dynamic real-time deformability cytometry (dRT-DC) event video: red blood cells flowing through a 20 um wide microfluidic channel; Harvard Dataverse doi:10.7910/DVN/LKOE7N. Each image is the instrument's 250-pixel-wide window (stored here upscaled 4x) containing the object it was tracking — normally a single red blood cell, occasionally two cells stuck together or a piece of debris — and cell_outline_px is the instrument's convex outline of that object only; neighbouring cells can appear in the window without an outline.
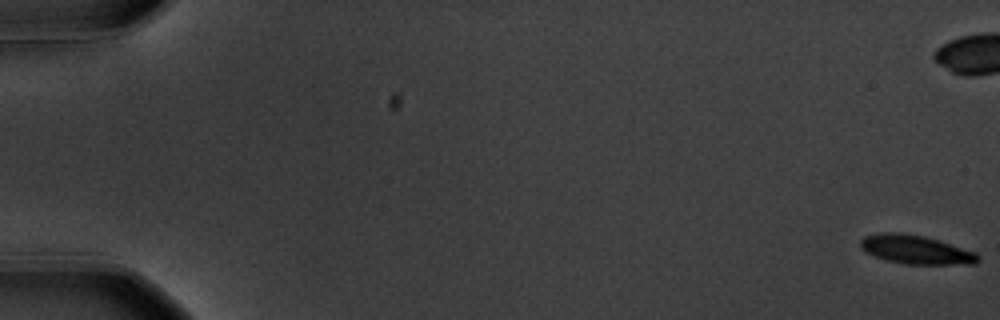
{"species": "common noctule bat (a hibernating species)", "species_latin": "Nyctalus noctula", "temperature_condition": "warm", "stored_images_in_passage": 60, "camera_frame_rate_fps": 3000, "um_per_image_px": 0.085, "animal": {"sex": "male", "body_mass_g": 20.1, "forearm_length_mm": 53.5}, "frame": {"image": 1, "passage_image": 1, "time_ms": 0.0, "image_size_px": [1000, 320], "cell_outline_px": [[980, 260], [976, 264], [904, 264], [888, 260], [876, 256], [860, 248], [860, 240], [864, 236], [880, 232], [900, 232], [924, 236], [940, 240], [976, 252], [980, 256]], "centroid_in_image_um": [77.88, 21.21], "position_along_channel_um": 7.1, "area_um2": 19.83}}
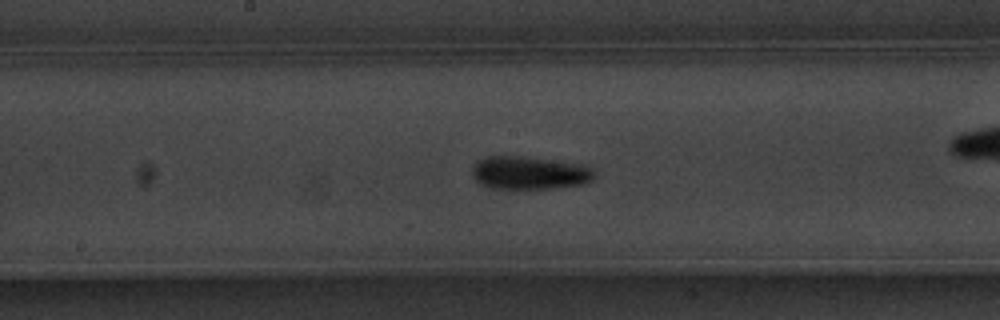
{"frame": {"image": 2, "passage_image": 32, "time_ms": 10.333, "image_size_px": [1000, 320], "cell_outline_px": [[596, 176], [592, 180], [584, 184], [552, 188], [492, 188], [480, 184], [472, 176], [472, 164], [476, 160], [488, 156], [520, 156], [584, 164], [592, 168], [596, 172]], "centroid_in_image_um": [45.01, 14.68], "position_along_channel_um": 203.2, "area_um2": 23.76}}
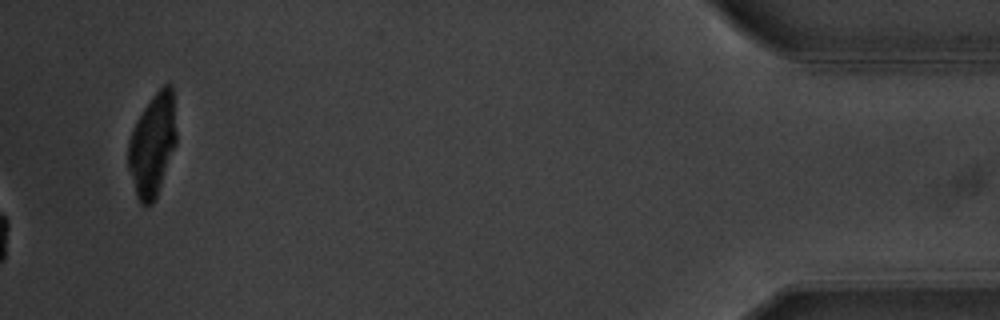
{"frame": {"image": 3, "passage_image": 60, "time_ms": 19.667, "image_size_px": [1000, 320], "cell_outline_px": [[176, 144], [156, 200], [152, 204], [144, 208], [140, 204], [136, 196], [128, 168], [128, 140], [136, 120], [152, 96], [164, 84], [172, 84], [176, 132]], "centroid_in_image_um": [12.95, 12.37], "position_along_channel_um": 422.2, "area_um2": 29.07}, "authors_computed_cell_mechanics": {"area_um2": 20.7502, "velocity_mm_per_s": 3.5585, "shape_relaxation_time_tau1_ms": 2.6028, "shape_relaxation_time_tau2_ms": 3.2163, "deformation_change_tau1": 0.1412, "deformation_change_tau2": 0.0614}}